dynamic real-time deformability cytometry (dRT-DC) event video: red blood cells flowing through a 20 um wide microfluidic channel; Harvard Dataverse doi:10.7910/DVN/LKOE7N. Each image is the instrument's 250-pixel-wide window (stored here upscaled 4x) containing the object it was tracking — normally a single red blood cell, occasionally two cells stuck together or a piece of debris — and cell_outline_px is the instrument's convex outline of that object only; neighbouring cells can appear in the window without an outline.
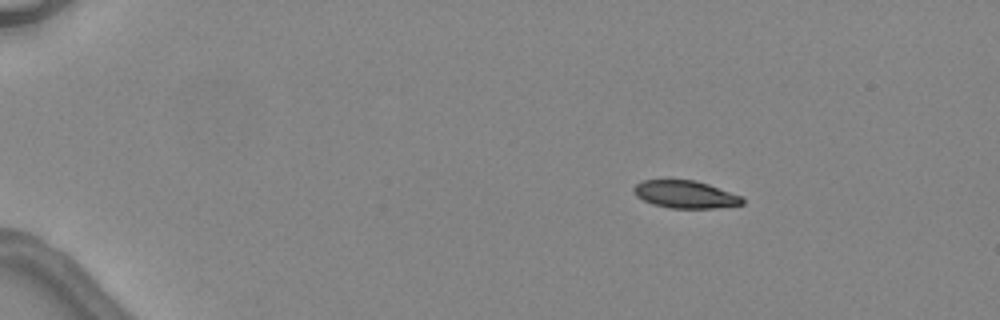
{"species": "common noctule bat (a hibernating species)", "species_latin": "Nyctalus noctula", "temperature_condition": "warm", "stored_images_in_passage": 4, "camera_frame_rate_fps": 3000, "um_per_image_px": 0.085, "animal": {"sex": "female", "body_mass_g": 24.6, "forearm_length_mm": 56.2}, "frame": {"image": 1, "passage_image": 2, "time_ms": 2.0, "image_size_px": [1000, 320], "cell_outline_px": [[744, 204], [716, 208], [668, 208], [652, 204], [636, 196], [632, 188], [636, 184], [644, 180], [696, 180], [744, 196]], "centroid_in_image_um": [58.28, 16.53], "position_along_channel_um": 26.7, "area_um2": 17.57}}